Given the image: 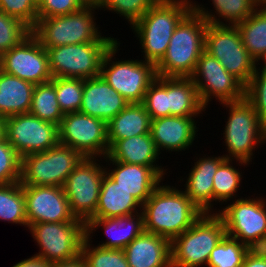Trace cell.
Returning <instances> with one entry per match:
<instances>
[{
	"mask_svg": "<svg viewBox=\"0 0 266 267\" xmlns=\"http://www.w3.org/2000/svg\"><path fill=\"white\" fill-rule=\"evenodd\" d=\"M179 187L159 185L141 207L144 231L172 241L189 229L203 212Z\"/></svg>",
	"mask_w": 266,
	"mask_h": 267,
	"instance_id": "6da1fadb",
	"label": "cell"
},
{
	"mask_svg": "<svg viewBox=\"0 0 266 267\" xmlns=\"http://www.w3.org/2000/svg\"><path fill=\"white\" fill-rule=\"evenodd\" d=\"M192 0H159L131 28L143 59L155 65L164 57L178 24L192 11Z\"/></svg>",
	"mask_w": 266,
	"mask_h": 267,
	"instance_id": "7a4b0ae2",
	"label": "cell"
},
{
	"mask_svg": "<svg viewBox=\"0 0 266 267\" xmlns=\"http://www.w3.org/2000/svg\"><path fill=\"white\" fill-rule=\"evenodd\" d=\"M208 22L191 11L176 27L164 57L156 64L157 76L190 78L205 51Z\"/></svg>",
	"mask_w": 266,
	"mask_h": 267,
	"instance_id": "3957f363",
	"label": "cell"
},
{
	"mask_svg": "<svg viewBox=\"0 0 266 267\" xmlns=\"http://www.w3.org/2000/svg\"><path fill=\"white\" fill-rule=\"evenodd\" d=\"M229 108L223 132L227 160H236L239 166H248L252 162L255 148L266 144V126L260 121L257 112L245 99L222 103ZM263 143V144H262Z\"/></svg>",
	"mask_w": 266,
	"mask_h": 267,
	"instance_id": "277c9868",
	"label": "cell"
},
{
	"mask_svg": "<svg viewBox=\"0 0 266 267\" xmlns=\"http://www.w3.org/2000/svg\"><path fill=\"white\" fill-rule=\"evenodd\" d=\"M225 235L223 219L217 213H203L189 229L171 241V266H207L211 251Z\"/></svg>",
	"mask_w": 266,
	"mask_h": 267,
	"instance_id": "5b68a950",
	"label": "cell"
},
{
	"mask_svg": "<svg viewBox=\"0 0 266 267\" xmlns=\"http://www.w3.org/2000/svg\"><path fill=\"white\" fill-rule=\"evenodd\" d=\"M99 8L83 6L76 12L47 18H38L32 34L45 48L62 45L100 42L102 36L94 13ZM97 25V26H96Z\"/></svg>",
	"mask_w": 266,
	"mask_h": 267,
	"instance_id": "8992f818",
	"label": "cell"
},
{
	"mask_svg": "<svg viewBox=\"0 0 266 267\" xmlns=\"http://www.w3.org/2000/svg\"><path fill=\"white\" fill-rule=\"evenodd\" d=\"M120 44L116 41L106 52L100 76L129 103H143L148 87L157 78L156 65L143 59L116 61Z\"/></svg>",
	"mask_w": 266,
	"mask_h": 267,
	"instance_id": "52a82bcc",
	"label": "cell"
},
{
	"mask_svg": "<svg viewBox=\"0 0 266 267\" xmlns=\"http://www.w3.org/2000/svg\"><path fill=\"white\" fill-rule=\"evenodd\" d=\"M117 40L119 39L108 36L100 42L46 49L52 78L88 79L100 76L103 58Z\"/></svg>",
	"mask_w": 266,
	"mask_h": 267,
	"instance_id": "ba28073f",
	"label": "cell"
},
{
	"mask_svg": "<svg viewBox=\"0 0 266 267\" xmlns=\"http://www.w3.org/2000/svg\"><path fill=\"white\" fill-rule=\"evenodd\" d=\"M83 158L77 150L58 143L47 151L22 157L19 182L21 185L63 187Z\"/></svg>",
	"mask_w": 266,
	"mask_h": 267,
	"instance_id": "9c48e42d",
	"label": "cell"
},
{
	"mask_svg": "<svg viewBox=\"0 0 266 267\" xmlns=\"http://www.w3.org/2000/svg\"><path fill=\"white\" fill-rule=\"evenodd\" d=\"M205 51L246 86L258 68V63L244 47L236 25L207 24Z\"/></svg>",
	"mask_w": 266,
	"mask_h": 267,
	"instance_id": "30bf717a",
	"label": "cell"
},
{
	"mask_svg": "<svg viewBox=\"0 0 266 267\" xmlns=\"http://www.w3.org/2000/svg\"><path fill=\"white\" fill-rule=\"evenodd\" d=\"M220 209L215 213L223 219L226 235L251 249L266 242V198L240 197Z\"/></svg>",
	"mask_w": 266,
	"mask_h": 267,
	"instance_id": "8fae6325",
	"label": "cell"
},
{
	"mask_svg": "<svg viewBox=\"0 0 266 267\" xmlns=\"http://www.w3.org/2000/svg\"><path fill=\"white\" fill-rule=\"evenodd\" d=\"M28 230L40 248L34 255L49 263L68 261L81 255V245L86 237L83 221L35 223Z\"/></svg>",
	"mask_w": 266,
	"mask_h": 267,
	"instance_id": "7c38bea8",
	"label": "cell"
},
{
	"mask_svg": "<svg viewBox=\"0 0 266 267\" xmlns=\"http://www.w3.org/2000/svg\"><path fill=\"white\" fill-rule=\"evenodd\" d=\"M105 172V166L98 158L84 157L63 185L72 214L85 224L96 213Z\"/></svg>",
	"mask_w": 266,
	"mask_h": 267,
	"instance_id": "4fadbf2b",
	"label": "cell"
},
{
	"mask_svg": "<svg viewBox=\"0 0 266 267\" xmlns=\"http://www.w3.org/2000/svg\"><path fill=\"white\" fill-rule=\"evenodd\" d=\"M59 143L77 150L83 157L107 156V123L99 118L73 112L65 114L58 125ZM103 157V158H102Z\"/></svg>",
	"mask_w": 266,
	"mask_h": 267,
	"instance_id": "5bb4252c",
	"label": "cell"
},
{
	"mask_svg": "<svg viewBox=\"0 0 266 267\" xmlns=\"http://www.w3.org/2000/svg\"><path fill=\"white\" fill-rule=\"evenodd\" d=\"M190 78L197 87L202 105L207 109L213 98L220 105L245 98V86L206 51L200 55Z\"/></svg>",
	"mask_w": 266,
	"mask_h": 267,
	"instance_id": "9a60e30c",
	"label": "cell"
},
{
	"mask_svg": "<svg viewBox=\"0 0 266 267\" xmlns=\"http://www.w3.org/2000/svg\"><path fill=\"white\" fill-rule=\"evenodd\" d=\"M4 134L20 158L47 151L59 143L58 125L30 113L5 118Z\"/></svg>",
	"mask_w": 266,
	"mask_h": 267,
	"instance_id": "2e32d148",
	"label": "cell"
},
{
	"mask_svg": "<svg viewBox=\"0 0 266 267\" xmlns=\"http://www.w3.org/2000/svg\"><path fill=\"white\" fill-rule=\"evenodd\" d=\"M0 70L34 85L52 79L47 51L32 33L0 56Z\"/></svg>",
	"mask_w": 266,
	"mask_h": 267,
	"instance_id": "e0dca14e",
	"label": "cell"
},
{
	"mask_svg": "<svg viewBox=\"0 0 266 267\" xmlns=\"http://www.w3.org/2000/svg\"><path fill=\"white\" fill-rule=\"evenodd\" d=\"M22 186L28 227L43 222L81 221L72 214L63 187Z\"/></svg>",
	"mask_w": 266,
	"mask_h": 267,
	"instance_id": "ac0fdd59",
	"label": "cell"
},
{
	"mask_svg": "<svg viewBox=\"0 0 266 267\" xmlns=\"http://www.w3.org/2000/svg\"><path fill=\"white\" fill-rule=\"evenodd\" d=\"M195 118L167 116L151 120L150 133L159 153L188 150L199 129Z\"/></svg>",
	"mask_w": 266,
	"mask_h": 267,
	"instance_id": "d6986e66",
	"label": "cell"
},
{
	"mask_svg": "<svg viewBox=\"0 0 266 267\" xmlns=\"http://www.w3.org/2000/svg\"><path fill=\"white\" fill-rule=\"evenodd\" d=\"M103 160L108 163L105 166L106 173L120 187L128 191L141 205L146 202L152 192L165 180L152 167L112 161L107 156ZM107 165L109 167L111 165V168H114H107Z\"/></svg>",
	"mask_w": 266,
	"mask_h": 267,
	"instance_id": "ffe728a7",
	"label": "cell"
},
{
	"mask_svg": "<svg viewBox=\"0 0 266 267\" xmlns=\"http://www.w3.org/2000/svg\"><path fill=\"white\" fill-rule=\"evenodd\" d=\"M129 102L101 76L84 79L83 97L79 112L108 123Z\"/></svg>",
	"mask_w": 266,
	"mask_h": 267,
	"instance_id": "44dd1931",
	"label": "cell"
},
{
	"mask_svg": "<svg viewBox=\"0 0 266 267\" xmlns=\"http://www.w3.org/2000/svg\"><path fill=\"white\" fill-rule=\"evenodd\" d=\"M202 157L196 158L194 166L189 170L183 192L203 213H214L213 177L226 158L224 155Z\"/></svg>",
	"mask_w": 266,
	"mask_h": 267,
	"instance_id": "7402d4cb",
	"label": "cell"
},
{
	"mask_svg": "<svg viewBox=\"0 0 266 267\" xmlns=\"http://www.w3.org/2000/svg\"><path fill=\"white\" fill-rule=\"evenodd\" d=\"M100 227L104 230L105 242L96 246L123 250L132 240L144 231V221L141 212L128 216L114 218H91L86 224V237L91 240L93 232ZM92 233V236H91Z\"/></svg>",
	"mask_w": 266,
	"mask_h": 267,
	"instance_id": "603a6c76",
	"label": "cell"
},
{
	"mask_svg": "<svg viewBox=\"0 0 266 267\" xmlns=\"http://www.w3.org/2000/svg\"><path fill=\"white\" fill-rule=\"evenodd\" d=\"M129 267H172L171 241L143 231L124 249Z\"/></svg>",
	"mask_w": 266,
	"mask_h": 267,
	"instance_id": "cb8c5ba5",
	"label": "cell"
},
{
	"mask_svg": "<svg viewBox=\"0 0 266 267\" xmlns=\"http://www.w3.org/2000/svg\"><path fill=\"white\" fill-rule=\"evenodd\" d=\"M159 155L151 133L118 140L107 153L112 161L152 167L165 179L168 168L157 165Z\"/></svg>",
	"mask_w": 266,
	"mask_h": 267,
	"instance_id": "d4e9b609",
	"label": "cell"
},
{
	"mask_svg": "<svg viewBox=\"0 0 266 267\" xmlns=\"http://www.w3.org/2000/svg\"><path fill=\"white\" fill-rule=\"evenodd\" d=\"M142 205L106 172L102 178L96 213L92 218H114L141 212ZM139 209V210H138Z\"/></svg>",
	"mask_w": 266,
	"mask_h": 267,
	"instance_id": "484cf974",
	"label": "cell"
},
{
	"mask_svg": "<svg viewBox=\"0 0 266 267\" xmlns=\"http://www.w3.org/2000/svg\"><path fill=\"white\" fill-rule=\"evenodd\" d=\"M151 118L143 103H129L107 123L109 148L118 140L150 133Z\"/></svg>",
	"mask_w": 266,
	"mask_h": 267,
	"instance_id": "4316f807",
	"label": "cell"
},
{
	"mask_svg": "<svg viewBox=\"0 0 266 267\" xmlns=\"http://www.w3.org/2000/svg\"><path fill=\"white\" fill-rule=\"evenodd\" d=\"M35 85L0 70V117L29 113Z\"/></svg>",
	"mask_w": 266,
	"mask_h": 267,
	"instance_id": "83f0119b",
	"label": "cell"
},
{
	"mask_svg": "<svg viewBox=\"0 0 266 267\" xmlns=\"http://www.w3.org/2000/svg\"><path fill=\"white\" fill-rule=\"evenodd\" d=\"M169 116L198 117L205 112L191 78L167 77Z\"/></svg>",
	"mask_w": 266,
	"mask_h": 267,
	"instance_id": "f1b7e54d",
	"label": "cell"
},
{
	"mask_svg": "<svg viewBox=\"0 0 266 267\" xmlns=\"http://www.w3.org/2000/svg\"><path fill=\"white\" fill-rule=\"evenodd\" d=\"M214 10L208 11L202 4L192 1V11L201 15L208 23L237 25L250 16L257 8L256 0H210ZM212 11V12H211ZM216 16H215V13ZM219 17V18H218ZM221 18V19H220ZM223 19V21H222ZM225 21V23H224Z\"/></svg>",
	"mask_w": 266,
	"mask_h": 267,
	"instance_id": "f546056e",
	"label": "cell"
},
{
	"mask_svg": "<svg viewBox=\"0 0 266 267\" xmlns=\"http://www.w3.org/2000/svg\"><path fill=\"white\" fill-rule=\"evenodd\" d=\"M236 26L244 47L260 65V59L266 54V8L258 7Z\"/></svg>",
	"mask_w": 266,
	"mask_h": 267,
	"instance_id": "4dcf8cb0",
	"label": "cell"
},
{
	"mask_svg": "<svg viewBox=\"0 0 266 267\" xmlns=\"http://www.w3.org/2000/svg\"><path fill=\"white\" fill-rule=\"evenodd\" d=\"M0 221L28 227L23 186L20 182L0 184Z\"/></svg>",
	"mask_w": 266,
	"mask_h": 267,
	"instance_id": "1f68e13d",
	"label": "cell"
},
{
	"mask_svg": "<svg viewBox=\"0 0 266 267\" xmlns=\"http://www.w3.org/2000/svg\"><path fill=\"white\" fill-rule=\"evenodd\" d=\"M29 113L43 121L60 124L64 114L57 101L55 84L52 81L35 85Z\"/></svg>",
	"mask_w": 266,
	"mask_h": 267,
	"instance_id": "d6a6232c",
	"label": "cell"
},
{
	"mask_svg": "<svg viewBox=\"0 0 266 267\" xmlns=\"http://www.w3.org/2000/svg\"><path fill=\"white\" fill-rule=\"evenodd\" d=\"M233 160H225L217 169L213 177V202L223 203L236 199L242 181L241 172L233 166ZM234 196V197H233Z\"/></svg>",
	"mask_w": 266,
	"mask_h": 267,
	"instance_id": "836d02e7",
	"label": "cell"
},
{
	"mask_svg": "<svg viewBox=\"0 0 266 267\" xmlns=\"http://www.w3.org/2000/svg\"><path fill=\"white\" fill-rule=\"evenodd\" d=\"M251 248L228 235L211 251L207 267H241Z\"/></svg>",
	"mask_w": 266,
	"mask_h": 267,
	"instance_id": "e575fe53",
	"label": "cell"
},
{
	"mask_svg": "<svg viewBox=\"0 0 266 267\" xmlns=\"http://www.w3.org/2000/svg\"><path fill=\"white\" fill-rule=\"evenodd\" d=\"M92 242L85 237L81 245L86 267H129L124 250L92 246Z\"/></svg>",
	"mask_w": 266,
	"mask_h": 267,
	"instance_id": "d590c367",
	"label": "cell"
},
{
	"mask_svg": "<svg viewBox=\"0 0 266 267\" xmlns=\"http://www.w3.org/2000/svg\"><path fill=\"white\" fill-rule=\"evenodd\" d=\"M55 84L57 101L63 114L79 112L83 97L84 79L52 78Z\"/></svg>",
	"mask_w": 266,
	"mask_h": 267,
	"instance_id": "8d00e7d4",
	"label": "cell"
},
{
	"mask_svg": "<svg viewBox=\"0 0 266 267\" xmlns=\"http://www.w3.org/2000/svg\"><path fill=\"white\" fill-rule=\"evenodd\" d=\"M32 29L19 18L0 11V56L21 43Z\"/></svg>",
	"mask_w": 266,
	"mask_h": 267,
	"instance_id": "74e56055",
	"label": "cell"
},
{
	"mask_svg": "<svg viewBox=\"0 0 266 267\" xmlns=\"http://www.w3.org/2000/svg\"><path fill=\"white\" fill-rule=\"evenodd\" d=\"M159 0H104L99 10L115 12L132 27ZM104 8V9H103Z\"/></svg>",
	"mask_w": 266,
	"mask_h": 267,
	"instance_id": "f35d334b",
	"label": "cell"
},
{
	"mask_svg": "<svg viewBox=\"0 0 266 267\" xmlns=\"http://www.w3.org/2000/svg\"><path fill=\"white\" fill-rule=\"evenodd\" d=\"M143 104L151 120L169 116L167 77L157 76L148 87Z\"/></svg>",
	"mask_w": 266,
	"mask_h": 267,
	"instance_id": "ab89813d",
	"label": "cell"
},
{
	"mask_svg": "<svg viewBox=\"0 0 266 267\" xmlns=\"http://www.w3.org/2000/svg\"><path fill=\"white\" fill-rule=\"evenodd\" d=\"M257 68L250 82L245 86V99L257 112L260 121L266 126V73Z\"/></svg>",
	"mask_w": 266,
	"mask_h": 267,
	"instance_id": "60d3db41",
	"label": "cell"
},
{
	"mask_svg": "<svg viewBox=\"0 0 266 267\" xmlns=\"http://www.w3.org/2000/svg\"><path fill=\"white\" fill-rule=\"evenodd\" d=\"M21 158L4 137L0 140V184L20 181Z\"/></svg>",
	"mask_w": 266,
	"mask_h": 267,
	"instance_id": "b9f144b4",
	"label": "cell"
},
{
	"mask_svg": "<svg viewBox=\"0 0 266 267\" xmlns=\"http://www.w3.org/2000/svg\"><path fill=\"white\" fill-rule=\"evenodd\" d=\"M37 7L36 0H0V11L19 18L31 29L38 20Z\"/></svg>",
	"mask_w": 266,
	"mask_h": 267,
	"instance_id": "7bdbcfd3",
	"label": "cell"
},
{
	"mask_svg": "<svg viewBox=\"0 0 266 267\" xmlns=\"http://www.w3.org/2000/svg\"><path fill=\"white\" fill-rule=\"evenodd\" d=\"M83 7L80 0H40L37 7L38 18L67 15Z\"/></svg>",
	"mask_w": 266,
	"mask_h": 267,
	"instance_id": "ee69618b",
	"label": "cell"
},
{
	"mask_svg": "<svg viewBox=\"0 0 266 267\" xmlns=\"http://www.w3.org/2000/svg\"><path fill=\"white\" fill-rule=\"evenodd\" d=\"M241 267H266V255L260 248L250 249Z\"/></svg>",
	"mask_w": 266,
	"mask_h": 267,
	"instance_id": "f6af8a7d",
	"label": "cell"
},
{
	"mask_svg": "<svg viewBox=\"0 0 266 267\" xmlns=\"http://www.w3.org/2000/svg\"><path fill=\"white\" fill-rule=\"evenodd\" d=\"M12 267H51V263L44 260L43 258H40L37 255H33L16 263Z\"/></svg>",
	"mask_w": 266,
	"mask_h": 267,
	"instance_id": "bcb514c9",
	"label": "cell"
},
{
	"mask_svg": "<svg viewBox=\"0 0 266 267\" xmlns=\"http://www.w3.org/2000/svg\"><path fill=\"white\" fill-rule=\"evenodd\" d=\"M51 267H86V265L80 255L72 260L51 263Z\"/></svg>",
	"mask_w": 266,
	"mask_h": 267,
	"instance_id": "7dc6e473",
	"label": "cell"
},
{
	"mask_svg": "<svg viewBox=\"0 0 266 267\" xmlns=\"http://www.w3.org/2000/svg\"><path fill=\"white\" fill-rule=\"evenodd\" d=\"M104 0H80L83 6L100 8Z\"/></svg>",
	"mask_w": 266,
	"mask_h": 267,
	"instance_id": "c3c4849f",
	"label": "cell"
},
{
	"mask_svg": "<svg viewBox=\"0 0 266 267\" xmlns=\"http://www.w3.org/2000/svg\"><path fill=\"white\" fill-rule=\"evenodd\" d=\"M4 137V118L0 117V140H2Z\"/></svg>",
	"mask_w": 266,
	"mask_h": 267,
	"instance_id": "681fc988",
	"label": "cell"
},
{
	"mask_svg": "<svg viewBox=\"0 0 266 267\" xmlns=\"http://www.w3.org/2000/svg\"><path fill=\"white\" fill-rule=\"evenodd\" d=\"M260 60L262 63L264 61V63L260 66L262 68L260 71L266 73V54Z\"/></svg>",
	"mask_w": 266,
	"mask_h": 267,
	"instance_id": "f907efd6",
	"label": "cell"
},
{
	"mask_svg": "<svg viewBox=\"0 0 266 267\" xmlns=\"http://www.w3.org/2000/svg\"><path fill=\"white\" fill-rule=\"evenodd\" d=\"M257 6L261 8H266V0H256Z\"/></svg>",
	"mask_w": 266,
	"mask_h": 267,
	"instance_id": "816d5d0a",
	"label": "cell"
},
{
	"mask_svg": "<svg viewBox=\"0 0 266 267\" xmlns=\"http://www.w3.org/2000/svg\"><path fill=\"white\" fill-rule=\"evenodd\" d=\"M260 249L266 255V242L260 247Z\"/></svg>",
	"mask_w": 266,
	"mask_h": 267,
	"instance_id": "f5cc1de1",
	"label": "cell"
}]
</instances>
